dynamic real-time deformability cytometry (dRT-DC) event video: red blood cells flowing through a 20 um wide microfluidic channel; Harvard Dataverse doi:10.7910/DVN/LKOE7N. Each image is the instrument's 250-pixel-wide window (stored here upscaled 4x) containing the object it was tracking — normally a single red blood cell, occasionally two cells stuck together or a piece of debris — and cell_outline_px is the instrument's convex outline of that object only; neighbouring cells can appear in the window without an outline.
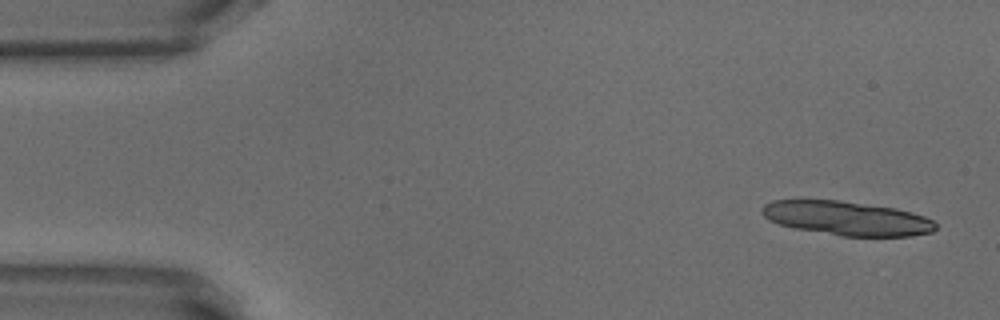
{"species": "common noctule bat (a hibernating species)", "species_latin": "Nyctalus noctula", "temperature_condition": "warm", "stored_images_in_passage": 13, "camera_frame_rate_fps": 3000, "um_per_image_px": 0.085, "animal": {"sex": "male", "body_mass_g": 18.8}, "frame": {"image": 1, "passage_image": 2, "time_ms": 0.333, "image_size_px": [1000, 320], "cell_outline_px": [[936, 228], [932, 232], [912, 236], [840, 236], [796, 228], [780, 224], [768, 220], [760, 212], [760, 208], [764, 204], [772, 200], [836, 200], [896, 208], [912, 212], [924, 216], [932, 220], [936, 224]], "centroid_in_image_um": [71.97, 18.55], "position_along_channel_um": 13.0, "area_um2": 34.45}}